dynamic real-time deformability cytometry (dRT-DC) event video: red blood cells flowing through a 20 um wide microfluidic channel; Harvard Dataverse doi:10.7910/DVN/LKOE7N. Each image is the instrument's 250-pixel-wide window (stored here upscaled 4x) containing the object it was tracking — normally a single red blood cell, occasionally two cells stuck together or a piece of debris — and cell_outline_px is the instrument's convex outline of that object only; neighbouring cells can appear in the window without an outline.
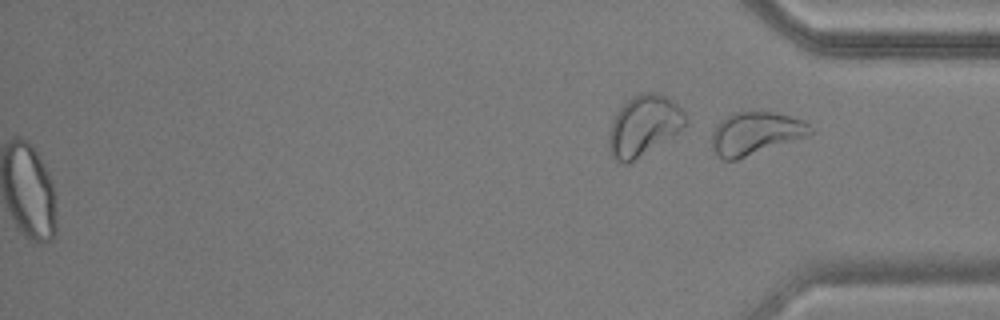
{"species": "common noctule bat (a hibernating species)", "species_latin": "Nyctalus noctula", "temperature_condition": "warm", "stored_images_in_passage": 38, "segment_of_instrument_passage": [2, 2], "camera_frame_rate_fps": 3000, "um_per_image_px": 0.085, "animal": {"sex": "male", "body_mass_g": 17.9, "forearm_length_mm": 54.2}, "frame": {"image": 1, "passage_image": 38, "time_ms": 12.333, "image_size_px": [1000, 320], "cell_outline_px": [[816, 132], [808, 136], [736, 160], [724, 160], [712, 148], [712, 132], [716, 124], [720, 120], [736, 112], [772, 112], [788, 116], [800, 120], [808, 124]], "centroid_in_image_um": [64.22, 11.34], "position_along_channel_um": 371.0, "area_um2": 24.33}}